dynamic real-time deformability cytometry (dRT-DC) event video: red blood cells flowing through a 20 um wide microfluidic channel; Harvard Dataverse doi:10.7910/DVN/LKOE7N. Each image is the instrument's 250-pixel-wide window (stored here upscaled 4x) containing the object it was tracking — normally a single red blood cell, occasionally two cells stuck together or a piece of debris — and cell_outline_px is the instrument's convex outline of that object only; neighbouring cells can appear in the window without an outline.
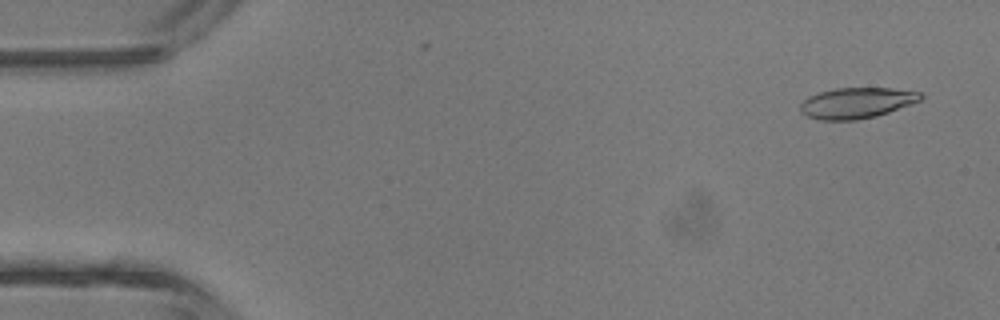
{"species": "common noctule bat (a hibernating species)", "species_latin": "Nyctalus noctula", "temperature_condition": "room temperature", "stored_images_in_passage": 2, "camera_frame_rate_fps": 3000, "um_per_image_px": 0.085, "animal": {"sex": "male", "body_mass_g": 13.3}, "frame": {"image": 1, "passage_image": 1, "time_ms": 0.0, "image_size_px": [1000, 320], "cell_outline_px": [[924, 96], [920, 100], [912, 104], [876, 116], [856, 120], [820, 120], [808, 116], [800, 112], [800, 104], [808, 96], [820, 92], [836, 88], [892, 88], [924, 92]], "centroid_in_image_um": [72.84, 8.74], "position_along_channel_um": 12.2, "area_um2": 21.68}}